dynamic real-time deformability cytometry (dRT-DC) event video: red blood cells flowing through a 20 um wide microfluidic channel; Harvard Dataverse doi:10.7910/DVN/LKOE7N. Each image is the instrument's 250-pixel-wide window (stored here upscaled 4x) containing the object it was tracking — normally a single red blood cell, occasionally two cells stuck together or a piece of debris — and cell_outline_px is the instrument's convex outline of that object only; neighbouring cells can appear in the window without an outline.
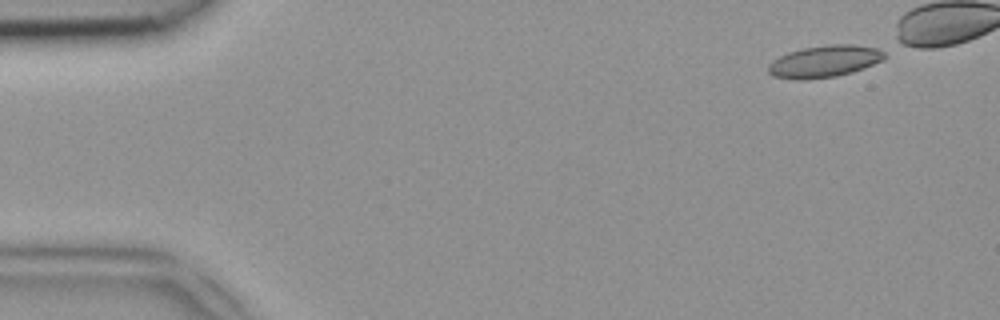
{"species": "common noctule bat (a hibernating species)", "species_latin": "Nyctalus noctula", "temperature_condition": "room temperature", "stored_images_in_passage": 36, "camera_frame_rate_fps": 3000, "um_per_image_px": 0.085, "animal": {"sex": "female", "body_mass_g": 18.4}, "frame": {"image": 1, "passage_image": 1, "time_ms": 0.0, "image_size_px": [1000, 320], "cell_outline_px": [[888, 56], [884, 60], [864, 68], [852, 72], [836, 76], [804, 80], [796, 80], [772, 76], [768, 72], [768, 64], [772, 60], [788, 52], [804, 48], [832, 44], [852, 44], [888, 48]], "centroid_in_image_um": [70.18, 5.2], "position_along_channel_um": 14.8, "area_um2": 22.2}}
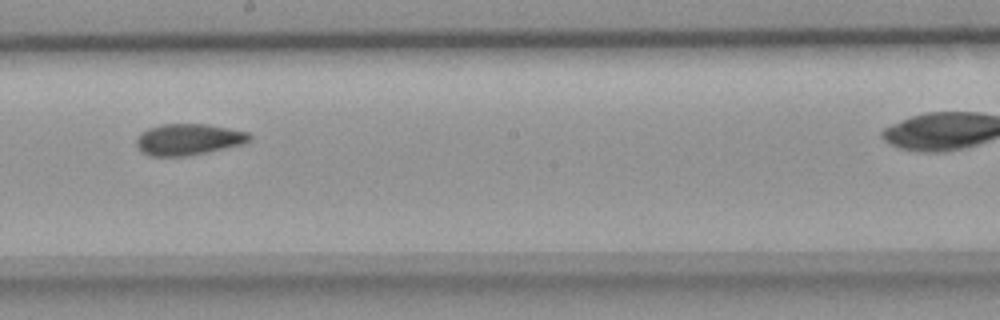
{"frame": {"image": 2, "passage_image": 24, "time_ms": 7.667, "image_size_px": [1000, 320], "cell_outline_px": [[252, 140], [240, 144], [204, 152], [184, 156], [148, 156], [136, 144], [136, 140], [140, 132], [148, 128], [160, 124], [208, 124], [248, 132], [252, 136]], "centroid_in_image_um": [15.99, 11.83], "position_along_channel_um": 232.2, "area_um2": 20.4}}
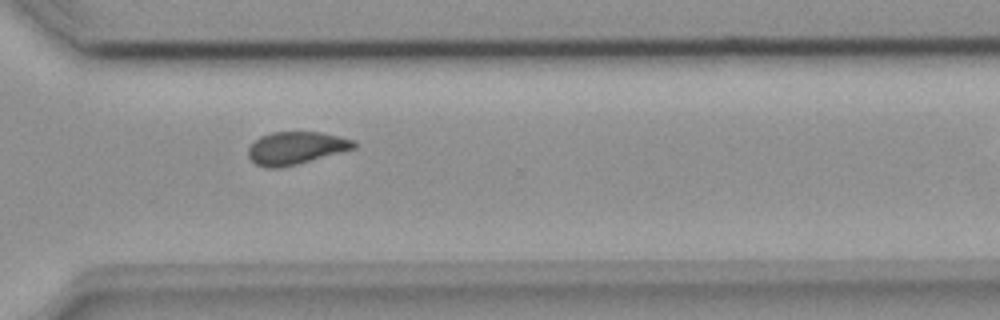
{"frame": {"image": 3, "passage_image": 32, "time_ms": 10.333, "image_size_px": [1000, 320], "cell_outline_px": [[356, 148], [296, 164], [280, 168], [268, 168], [256, 164], [248, 156], [248, 148], [260, 136], [272, 132], [320, 132], [340, 136], [356, 140]], "centroid_in_image_um": [25.17, 12.57], "position_along_channel_um": 345.4, "area_um2": 20.0}}